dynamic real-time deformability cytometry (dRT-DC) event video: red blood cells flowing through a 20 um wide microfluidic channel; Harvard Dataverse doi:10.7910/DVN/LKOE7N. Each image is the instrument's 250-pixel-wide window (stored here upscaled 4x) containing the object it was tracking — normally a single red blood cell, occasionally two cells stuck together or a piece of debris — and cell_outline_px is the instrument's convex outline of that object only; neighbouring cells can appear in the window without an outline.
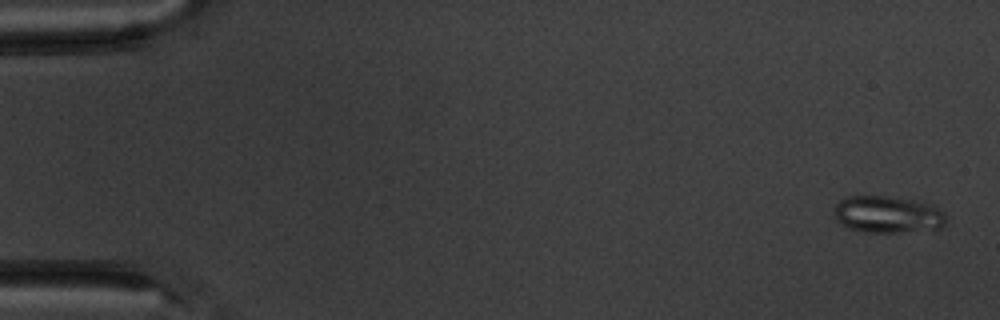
{"species": "common noctule bat (a hibernating species)", "species_latin": "Nyctalus noctula", "temperature_condition": "warm", "stored_images_in_passage": 6, "camera_frame_rate_fps": 3000, "um_per_image_px": 0.085, "animal": {"sex": "male", "body_mass_g": 20.1, "forearm_length_mm": 53.5}, "frame": {"image": 1, "passage_image": 1, "time_ms": 0.0, "image_size_px": [1000, 320], "cell_outline_px": [[948, 216], [944, 224], [940, 228], [896, 232], [868, 232], [848, 228], [836, 220], [836, 204], [840, 200], [848, 196], [884, 196], [912, 200], [932, 204], [944, 212]], "centroid_in_image_um": [75.48, 18.22], "position_along_channel_um": 9.5, "area_um2": 23.87}}
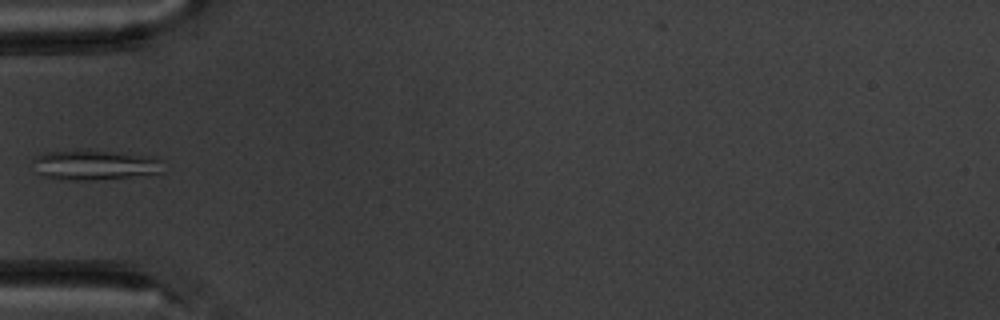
{"frame": {"image": 2, "passage_image": 6, "time_ms": 5.667, "image_size_px": [1000, 320], "cell_outline_px": [[164, 172], [156, 176], [92, 180], [60, 180], [40, 176], [36, 172], [32, 160], [36, 156], [44, 152], [104, 152], [156, 156], [160, 160]], "centroid_in_image_um": [8.13, 14.09], "position_along_channel_um": 76.9, "area_um2": 22.95}}